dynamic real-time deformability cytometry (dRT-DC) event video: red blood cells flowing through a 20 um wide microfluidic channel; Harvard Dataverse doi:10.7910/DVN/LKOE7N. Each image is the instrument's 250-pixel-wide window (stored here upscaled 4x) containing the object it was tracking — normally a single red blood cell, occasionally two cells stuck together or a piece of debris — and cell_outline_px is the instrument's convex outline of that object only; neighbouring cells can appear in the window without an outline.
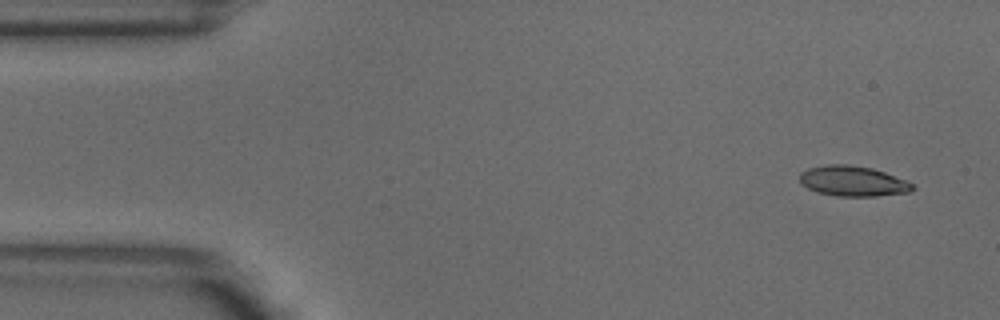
{"species": "common noctule bat (a hibernating species)", "species_latin": "Nyctalus noctula", "temperature_condition": "warm", "stored_images_in_passage": 4, "camera_frame_rate_fps": 3000, "um_per_image_px": 0.085, "animal": {"sex": "male", "body_mass_g": 18.8}, "frame": {"image": 1, "passage_image": 1, "time_ms": 0.0, "image_size_px": [1000, 320], "cell_outline_px": [[916, 188], [908, 192], [876, 196], [836, 196], [816, 192], [800, 184], [800, 172], [808, 168], [828, 164], [848, 164], [872, 168], [884, 172], [904, 180], [912, 184]], "centroid_in_image_um": [72.45, 15.39], "position_along_channel_um": 12.6, "area_um2": 19.88}}